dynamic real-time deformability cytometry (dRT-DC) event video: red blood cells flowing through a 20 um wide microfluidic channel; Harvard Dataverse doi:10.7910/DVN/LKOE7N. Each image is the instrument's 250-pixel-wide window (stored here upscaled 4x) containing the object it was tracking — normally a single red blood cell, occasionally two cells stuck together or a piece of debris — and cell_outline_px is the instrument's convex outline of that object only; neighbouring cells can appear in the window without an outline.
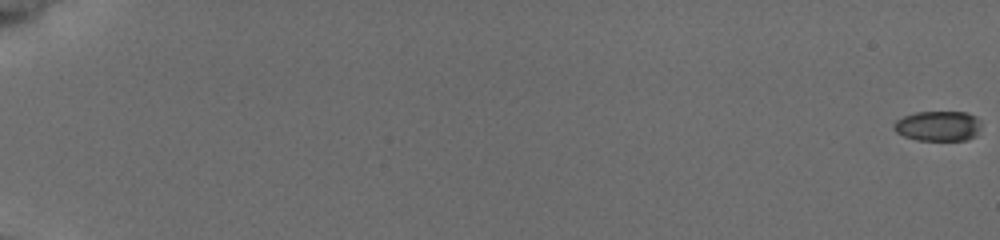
{"species": "common noctule bat (a hibernating species)", "species_latin": "Nyctalus noctula", "temperature_condition": "cold", "stored_images_in_passage": 58, "camera_frame_rate_fps": 3000, "um_per_image_px": 0.085, "animal": {"sex": "female", "body_mass_g": 19.5, "forearm_length_mm": 54.1}, "frame": {"image": 1, "passage_image": 1, "time_ms": 0.0, "image_size_px": [1000, 240], "cell_outline_px": [[980, 128], [976, 136], [968, 140], [916, 140], [904, 136], [896, 132], [892, 128], [892, 124], [896, 120], [904, 116], [916, 112], [968, 112], [976, 116], [980, 120]], "centroid_in_image_um": [79.74, 10.71], "position_along_channel_um": 5.3, "area_um2": 15.55}}
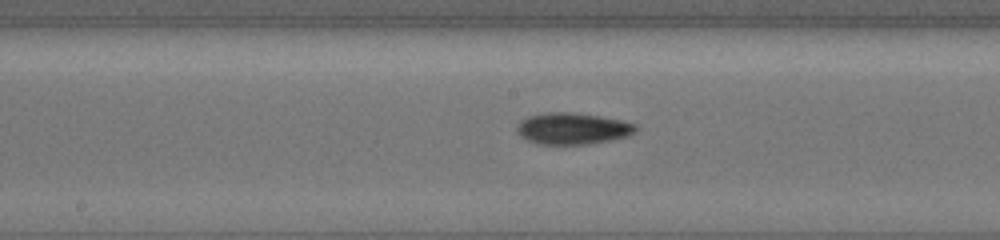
{"frame": {"image": 2, "passage_image": 34, "time_ms": 11.0, "image_size_px": [1000, 240], "cell_outline_px": [[636, 132], [628, 136], [612, 140], [584, 144], [540, 144], [528, 140], [516, 128], [528, 116], [548, 112], [568, 112], [596, 116], [620, 120], [636, 124]], "centroid_in_image_um": [48.72, 10.93], "position_along_channel_um": 199.5, "area_um2": 21.27}}
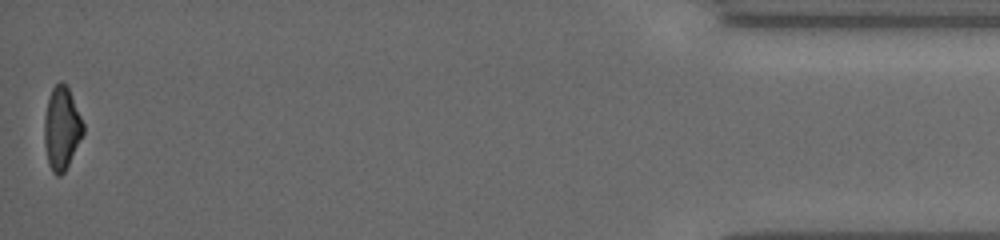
{"frame": {"image": 3, "passage_image": 58, "time_ms": 19.0, "image_size_px": [1000, 240], "cell_outline_px": [[84, 132], [64, 172], [60, 176], [56, 176], [52, 172], [48, 164], [44, 140], [44, 116], [48, 100], [52, 88], [60, 80], [68, 88], [84, 124]], "centroid_in_image_um": [5.23, 10.92], "position_along_channel_um": 430.0, "area_um2": 18.55}, "authors_computed_cell_mechanics": {"area_um2": 18.8139, "velocity_mm_per_s": 3.8219, "shape_relaxation_time_tau1_ms": 4.286, "shape_relaxation_time_tau2_ms": null, "deformation_change_tau1": 0.1277, "deformation_change_tau2": null}}